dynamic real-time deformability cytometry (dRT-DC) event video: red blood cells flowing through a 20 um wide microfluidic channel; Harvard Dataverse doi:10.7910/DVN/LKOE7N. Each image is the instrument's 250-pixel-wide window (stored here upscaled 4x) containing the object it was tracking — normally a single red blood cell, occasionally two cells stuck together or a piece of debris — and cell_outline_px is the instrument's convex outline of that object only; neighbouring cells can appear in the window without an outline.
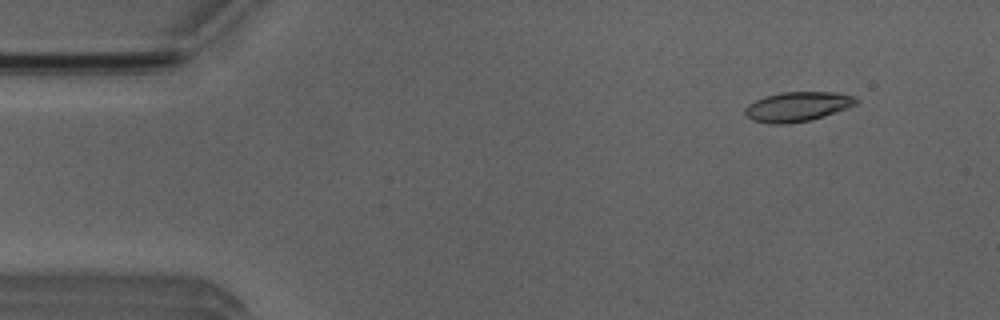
{"species": "Egyptian fruit bat (a non-hibernating species)", "species_latin": "Rousettus aegyptiacus", "temperature_condition": "room temperature", "stored_images_in_passage": 9, "camera_frame_rate_fps": 3000, "um_per_image_px": 0.085, "animal": {"sex": "male"}, "frame": {"image": 1, "passage_image": 2, "time_ms": 0.333, "image_size_px": [1000, 320], "cell_outline_px": [[860, 100], [856, 104], [848, 108], [812, 120], [780, 124], [772, 124], [752, 120], [744, 112], [744, 108], [748, 104], [764, 96], [780, 92], [840, 92], [856, 96]], "centroid_in_image_um": [67.82, 9.05], "position_along_channel_um": 17.2, "area_um2": 19.36}}